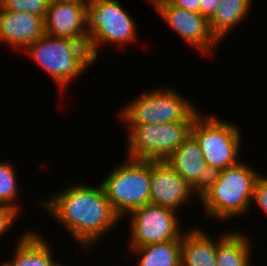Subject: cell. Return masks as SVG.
<instances>
[{
    "instance_id": "cell-1",
    "label": "cell",
    "mask_w": 267,
    "mask_h": 266,
    "mask_svg": "<svg viewBox=\"0 0 267 266\" xmlns=\"http://www.w3.org/2000/svg\"><path fill=\"white\" fill-rule=\"evenodd\" d=\"M54 194L44 205L49 215L58 219L77 243L87 249L121 218L114 212L101 184H73Z\"/></svg>"
},
{
    "instance_id": "cell-2",
    "label": "cell",
    "mask_w": 267,
    "mask_h": 266,
    "mask_svg": "<svg viewBox=\"0 0 267 266\" xmlns=\"http://www.w3.org/2000/svg\"><path fill=\"white\" fill-rule=\"evenodd\" d=\"M260 175L241 161L214 173L210 186L199 196L206 214L220 221L246 214Z\"/></svg>"
},
{
    "instance_id": "cell-3",
    "label": "cell",
    "mask_w": 267,
    "mask_h": 266,
    "mask_svg": "<svg viewBox=\"0 0 267 266\" xmlns=\"http://www.w3.org/2000/svg\"><path fill=\"white\" fill-rule=\"evenodd\" d=\"M23 51L63 89L95 61L87 42L46 34Z\"/></svg>"
},
{
    "instance_id": "cell-4",
    "label": "cell",
    "mask_w": 267,
    "mask_h": 266,
    "mask_svg": "<svg viewBox=\"0 0 267 266\" xmlns=\"http://www.w3.org/2000/svg\"><path fill=\"white\" fill-rule=\"evenodd\" d=\"M182 95L168 87L151 89L123 107L119 116L127 125L194 122L200 112Z\"/></svg>"
},
{
    "instance_id": "cell-5",
    "label": "cell",
    "mask_w": 267,
    "mask_h": 266,
    "mask_svg": "<svg viewBox=\"0 0 267 266\" xmlns=\"http://www.w3.org/2000/svg\"><path fill=\"white\" fill-rule=\"evenodd\" d=\"M100 184L114 212L126 218L132 210L150 203L151 161L128 158Z\"/></svg>"
},
{
    "instance_id": "cell-6",
    "label": "cell",
    "mask_w": 267,
    "mask_h": 266,
    "mask_svg": "<svg viewBox=\"0 0 267 266\" xmlns=\"http://www.w3.org/2000/svg\"><path fill=\"white\" fill-rule=\"evenodd\" d=\"M129 14L119 0H88L87 45L95 61L102 43L120 46L136 40L135 22Z\"/></svg>"
},
{
    "instance_id": "cell-7",
    "label": "cell",
    "mask_w": 267,
    "mask_h": 266,
    "mask_svg": "<svg viewBox=\"0 0 267 266\" xmlns=\"http://www.w3.org/2000/svg\"><path fill=\"white\" fill-rule=\"evenodd\" d=\"M191 135L198 142L205 162L214 173L240 162L239 152L243 145L240 128L232 122L199 114L192 124Z\"/></svg>"
},
{
    "instance_id": "cell-8",
    "label": "cell",
    "mask_w": 267,
    "mask_h": 266,
    "mask_svg": "<svg viewBox=\"0 0 267 266\" xmlns=\"http://www.w3.org/2000/svg\"><path fill=\"white\" fill-rule=\"evenodd\" d=\"M193 122L128 125V158L166 161L191 135Z\"/></svg>"
},
{
    "instance_id": "cell-9",
    "label": "cell",
    "mask_w": 267,
    "mask_h": 266,
    "mask_svg": "<svg viewBox=\"0 0 267 266\" xmlns=\"http://www.w3.org/2000/svg\"><path fill=\"white\" fill-rule=\"evenodd\" d=\"M130 217V248L165 241L177 240L182 236L175 210L155 204H146L132 210ZM131 215V216H130Z\"/></svg>"
},
{
    "instance_id": "cell-10",
    "label": "cell",
    "mask_w": 267,
    "mask_h": 266,
    "mask_svg": "<svg viewBox=\"0 0 267 266\" xmlns=\"http://www.w3.org/2000/svg\"><path fill=\"white\" fill-rule=\"evenodd\" d=\"M149 2L186 43L199 49L203 55L213 54L212 50L218 45V41L212 35L205 17L200 13L174 6L168 0H150Z\"/></svg>"
},
{
    "instance_id": "cell-11",
    "label": "cell",
    "mask_w": 267,
    "mask_h": 266,
    "mask_svg": "<svg viewBox=\"0 0 267 266\" xmlns=\"http://www.w3.org/2000/svg\"><path fill=\"white\" fill-rule=\"evenodd\" d=\"M87 3L88 1H50L44 18L45 34L87 42Z\"/></svg>"
},
{
    "instance_id": "cell-12",
    "label": "cell",
    "mask_w": 267,
    "mask_h": 266,
    "mask_svg": "<svg viewBox=\"0 0 267 266\" xmlns=\"http://www.w3.org/2000/svg\"><path fill=\"white\" fill-rule=\"evenodd\" d=\"M196 193L166 161H151L150 203L177 211Z\"/></svg>"
},
{
    "instance_id": "cell-13",
    "label": "cell",
    "mask_w": 267,
    "mask_h": 266,
    "mask_svg": "<svg viewBox=\"0 0 267 266\" xmlns=\"http://www.w3.org/2000/svg\"><path fill=\"white\" fill-rule=\"evenodd\" d=\"M198 197L210 186L214 172L205 162L195 138L190 135L166 160Z\"/></svg>"
},
{
    "instance_id": "cell-14",
    "label": "cell",
    "mask_w": 267,
    "mask_h": 266,
    "mask_svg": "<svg viewBox=\"0 0 267 266\" xmlns=\"http://www.w3.org/2000/svg\"><path fill=\"white\" fill-rule=\"evenodd\" d=\"M45 34L44 18L23 12L5 11L0 7V42L24 50Z\"/></svg>"
},
{
    "instance_id": "cell-15",
    "label": "cell",
    "mask_w": 267,
    "mask_h": 266,
    "mask_svg": "<svg viewBox=\"0 0 267 266\" xmlns=\"http://www.w3.org/2000/svg\"><path fill=\"white\" fill-rule=\"evenodd\" d=\"M42 238L32 231L20 235L13 260H6L1 266H60L61 264L53 259L50 246Z\"/></svg>"
},
{
    "instance_id": "cell-16",
    "label": "cell",
    "mask_w": 267,
    "mask_h": 266,
    "mask_svg": "<svg viewBox=\"0 0 267 266\" xmlns=\"http://www.w3.org/2000/svg\"><path fill=\"white\" fill-rule=\"evenodd\" d=\"M208 236L200 228L182 234L181 266H217V240Z\"/></svg>"
},
{
    "instance_id": "cell-17",
    "label": "cell",
    "mask_w": 267,
    "mask_h": 266,
    "mask_svg": "<svg viewBox=\"0 0 267 266\" xmlns=\"http://www.w3.org/2000/svg\"><path fill=\"white\" fill-rule=\"evenodd\" d=\"M253 0H221L213 15L208 19L209 29L219 42L232 28L240 24L250 12Z\"/></svg>"
},
{
    "instance_id": "cell-18",
    "label": "cell",
    "mask_w": 267,
    "mask_h": 266,
    "mask_svg": "<svg viewBox=\"0 0 267 266\" xmlns=\"http://www.w3.org/2000/svg\"><path fill=\"white\" fill-rule=\"evenodd\" d=\"M251 240L240 231H230L217 239V266H249Z\"/></svg>"
},
{
    "instance_id": "cell-19",
    "label": "cell",
    "mask_w": 267,
    "mask_h": 266,
    "mask_svg": "<svg viewBox=\"0 0 267 266\" xmlns=\"http://www.w3.org/2000/svg\"><path fill=\"white\" fill-rule=\"evenodd\" d=\"M182 236L165 241L132 248V253L141 255L137 266H181Z\"/></svg>"
},
{
    "instance_id": "cell-20",
    "label": "cell",
    "mask_w": 267,
    "mask_h": 266,
    "mask_svg": "<svg viewBox=\"0 0 267 266\" xmlns=\"http://www.w3.org/2000/svg\"><path fill=\"white\" fill-rule=\"evenodd\" d=\"M14 170L10 162H0V204L11 206L20 213V208L16 205L19 192Z\"/></svg>"
},
{
    "instance_id": "cell-21",
    "label": "cell",
    "mask_w": 267,
    "mask_h": 266,
    "mask_svg": "<svg viewBox=\"0 0 267 266\" xmlns=\"http://www.w3.org/2000/svg\"><path fill=\"white\" fill-rule=\"evenodd\" d=\"M50 0H0L5 11L30 13L45 18Z\"/></svg>"
},
{
    "instance_id": "cell-22",
    "label": "cell",
    "mask_w": 267,
    "mask_h": 266,
    "mask_svg": "<svg viewBox=\"0 0 267 266\" xmlns=\"http://www.w3.org/2000/svg\"><path fill=\"white\" fill-rule=\"evenodd\" d=\"M255 201L267 214V177L260 175L254 185L251 202Z\"/></svg>"
},
{
    "instance_id": "cell-23",
    "label": "cell",
    "mask_w": 267,
    "mask_h": 266,
    "mask_svg": "<svg viewBox=\"0 0 267 266\" xmlns=\"http://www.w3.org/2000/svg\"><path fill=\"white\" fill-rule=\"evenodd\" d=\"M19 212L13 207L0 204V236L12 226Z\"/></svg>"
},
{
    "instance_id": "cell-24",
    "label": "cell",
    "mask_w": 267,
    "mask_h": 266,
    "mask_svg": "<svg viewBox=\"0 0 267 266\" xmlns=\"http://www.w3.org/2000/svg\"><path fill=\"white\" fill-rule=\"evenodd\" d=\"M172 5L190 12L200 13V0H168Z\"/></svg>"
},
{
    "instance_id": "cell-25",
    "label": "cell",
    "mask_w": 267,
    "mask_h": 266,
    "mask_svg": "<svg viewBox=\"0 0 267 266\" xmlns=\"http://www.w3.org/2000/svg\"><path fill=\"white\" fill-rule=\"evenodd\" d=\"M220 2L221 0H200V14L208 20Z\"/></svg>"
},
{
    "instance_id": "cell-26",
    "label": "cell",
    "mask_w": 267,
    "mask_h": 266,
    "mask_svg": "<svg viewBox=\"0 0 267 266\" xmlns=\"http://www.w3.org/2000/svg\"><path fill=\"white\" fill-rule=\"evenodd\" d=\"M50 1H56V2H63V1H66V2H77V1H88V0H50Z\"/></svg>"
}]
</instances>
